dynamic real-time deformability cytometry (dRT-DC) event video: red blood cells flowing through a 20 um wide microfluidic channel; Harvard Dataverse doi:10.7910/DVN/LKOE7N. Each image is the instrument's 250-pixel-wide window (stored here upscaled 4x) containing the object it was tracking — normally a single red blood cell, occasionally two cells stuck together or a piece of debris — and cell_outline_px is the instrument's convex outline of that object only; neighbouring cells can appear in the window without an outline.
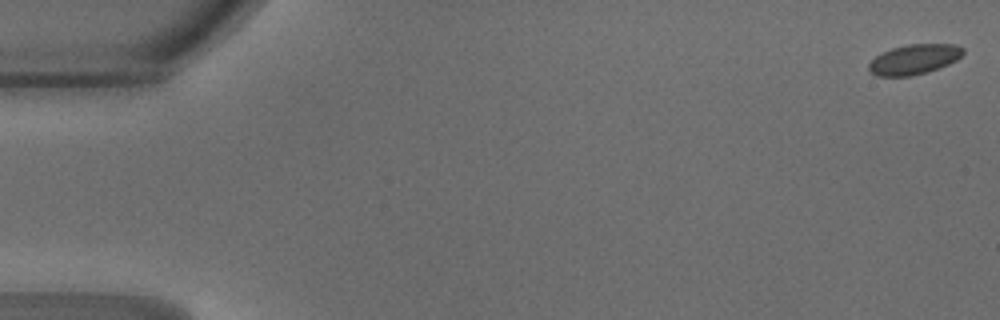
{"species": "common noctule bat (a hibernating species)", "species_latin": "Nyctalus noctula", "temperature_condition": "warm", "stored_images_in_passage": 48, "camera_frame_rate_fps": 3000, "um_per_image_px": 0.085, "animal": {"sex": "male", "body_mass_g": 18.8}, "frame": {"image": 1, "passage_image": 1, "time_ms": 0.0, "image_size_px": [1000, 320], "cell_outline_px": [[964, 52], [956, 60], [940, 68], [912, 76], [876, 76], [868, 72], [868, 64], [876, 56], [892, 48], [908, 44], [956, 44], [964, 48]], "centroid_in_image_um": [77.69, 5.05], "position_along_channel_um": 7.3, "area_um2": 16.53}}
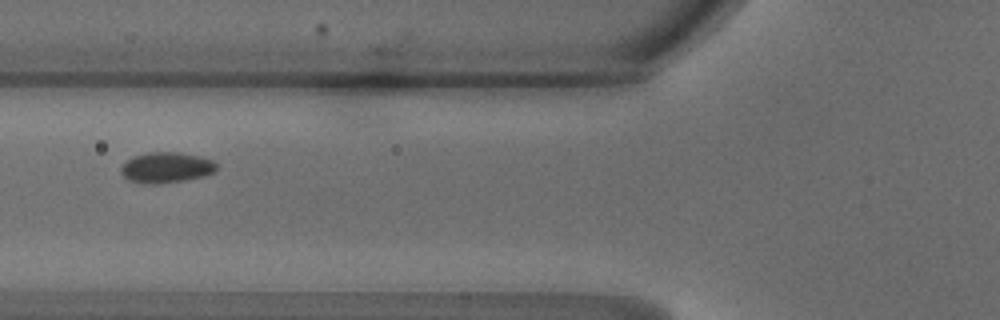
{"frame": {"image": 2, "passage_image": 19, "time_ms": 6.0, "image_size_px": [1000, 320], "cell_outline_px": [[216, 172], [204, 176], [184, 180], [160, 184], [140, 184], [128, 180], [120, 172], [120, 168], [128, 160], [136, 156], [148, 152], [176, 152], [200, 156], [212, 160], [216, 164]], "centroid_in_image_um": [14.13, 14.26], "position_along_channel_um": 111.7, "area_um2": 17.11}}
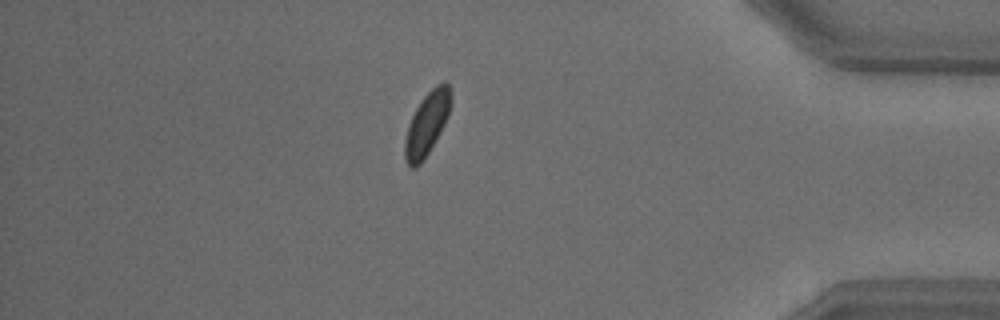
{"frame": {"image": 3, "passage_image": 42, "time_ms": 13.667, "image_size_px": [1000, 320], "cell_outline_px": [[452, 100], [448, 116], [444, 124], [428, 152], [420, 164], [416, 168], [408, 168], [404, 156], [404, 144], [408, 124], [420, 100], [436, 84], [444, 80], [448, 84], [452, 96]], "centroid_in_image_um": [36.28, 10.5], "position_along_channel_um": 398.9, "area_um2": 16.94}, "authors_computed_cell_mechanics": {"area_um2": 16.762, "velocity_mm_per_s": 4.1938, "shape_relaxation_time_tau1_ms": 2.5145, "shape_relaxation_time_tau2_ms": 1.6943, "deformation_change_tau1": 0.0604, "deformation_change_tau2": 0.0448}}